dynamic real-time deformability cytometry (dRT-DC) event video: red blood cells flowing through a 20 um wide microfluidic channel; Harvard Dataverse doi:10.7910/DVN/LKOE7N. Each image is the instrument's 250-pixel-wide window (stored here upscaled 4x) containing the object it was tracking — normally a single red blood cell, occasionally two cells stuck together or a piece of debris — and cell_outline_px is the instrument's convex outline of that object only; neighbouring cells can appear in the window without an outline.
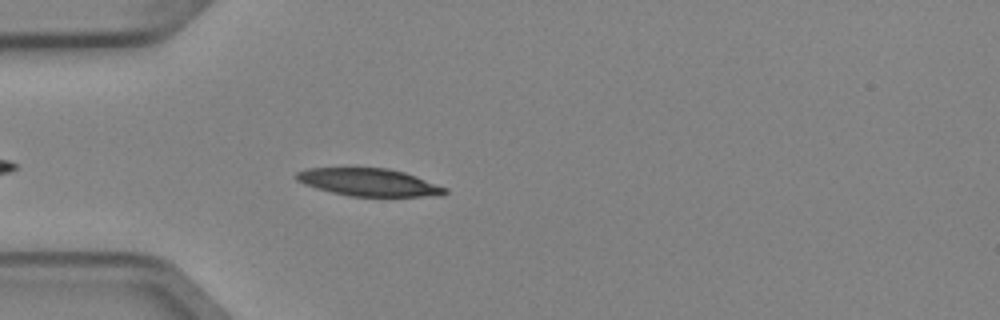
{"species": "Egyptian fruit bat (a non-hibernating species)", "species_latin": "Rousettus aegyptiacus", "temperature_condition": "cold", "stored_images_in_passage": 4, "camera_frame_rate_fps": 3000, "um_per_image_px": 0.085, "animal": {"sex": "female"}, "frame": {"image": 1, "passage_image": 4, "time_ms": 1.0, "image_size_px": [1000, 320], "cell_outline_px": [[448, 192], [420, 196], [348, 196], [316, 188], [304, 184], [296, 180], [292, 176], [296, 172], [308, 168], [388, 168], [404, 172], [416, 176], [448, 188]], "centroid_in_image_um": [31.27, 15.48], "position_along_channel_um": 53.7, "area_um2": 23.7}}